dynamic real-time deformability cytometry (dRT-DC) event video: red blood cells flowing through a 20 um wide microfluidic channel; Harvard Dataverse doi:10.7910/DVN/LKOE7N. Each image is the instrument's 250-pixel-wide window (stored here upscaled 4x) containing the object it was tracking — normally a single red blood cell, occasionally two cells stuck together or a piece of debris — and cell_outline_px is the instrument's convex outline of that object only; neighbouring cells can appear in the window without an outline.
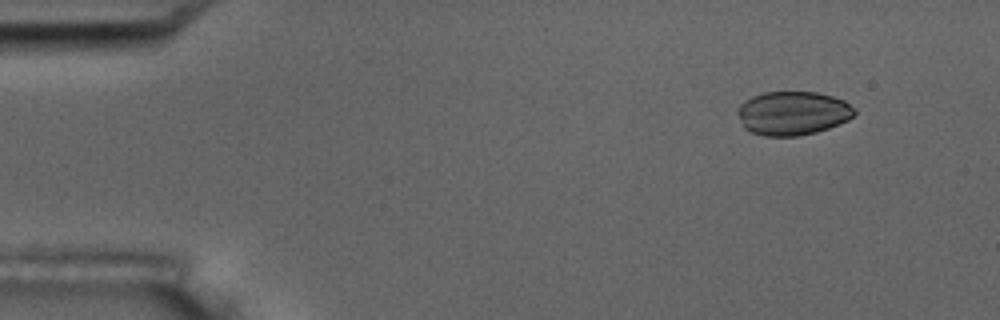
{"species": "common noctule bat (a hibernating species)", "species_latin": "Nyctalus noctula", "temperature_condition": "room temperature", "stored_images_in_passage": 5, "camera_frame_rate_fps": 3000, "um_per_image_px": 0.085, "animal": {"sex": "male", "body_mass_g": 17.5, "forearm_length_mm": 52.3}, "frame": {"image": 1, "passage_image": 1, "time_ms": 0.0, "image_size_px": [1000, 320], "cell_outline_px": [[856, 112], [848, 120], [840, 124], [816, 132], [796, 136], [764, 136], [752, 132], [744, 128], [736, 112], [740, 104], [752, 96], [764, 92], [816, 92], [832, 96], [844, 100], [856, 108]], "centroid_in_image_um": [67.39, 9.62], "position_along_channel_um": 17.6, "area_um2": 29.94}}
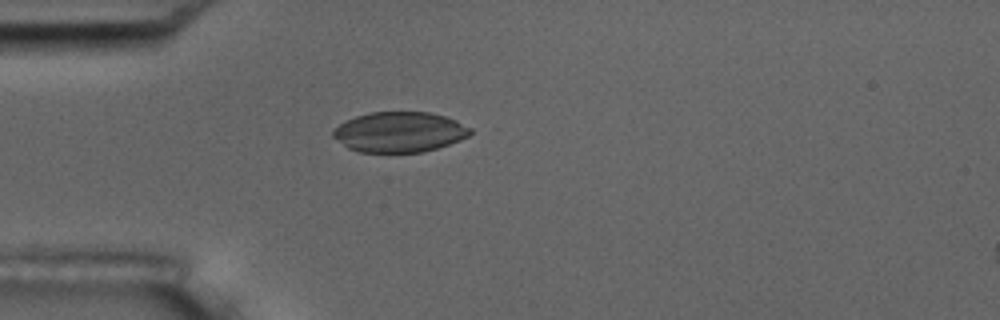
{"frame": {"image": 2, "passage_image": 4, "time_ms": 3.333, "image_size_px": [1000, 320], "cell_outline_px": [[472, 132], [468, 136], [460, 140], [424, 152], [360, 152], [348, 148], [332, 136], [332, 132], [340, 124], [356, 116], [368, 112], [428, 112], [444, 116], [456, 120], [472, 128]], "centroid_in_image_um": [33.97, 11.22], "position_along_channel_um": 51.0, "area_um2": 32.08}}